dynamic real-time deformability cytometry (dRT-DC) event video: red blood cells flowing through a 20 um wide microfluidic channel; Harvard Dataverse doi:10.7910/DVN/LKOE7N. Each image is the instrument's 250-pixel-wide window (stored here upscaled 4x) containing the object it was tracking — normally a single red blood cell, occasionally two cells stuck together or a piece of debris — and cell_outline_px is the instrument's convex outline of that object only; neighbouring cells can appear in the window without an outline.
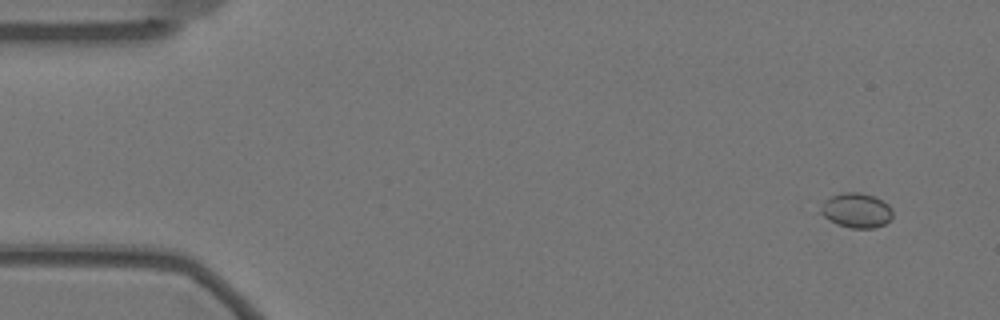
{"species": "Egyptian fruit bat (a non-hibernating species)", "species_latin": "Rousettus aegyptiacus", "temperature_condition": "warm", "stored_images_in_passage": 8, "camera_frame_rate_fps": 3000, "um_per_image_px": 0.085, "animal": {"sex": "female"}, "frame": {"image": 1, "passage_image": 1, "time_ms": 0.0, "image_size_px": [1000, 320], "cell_outline_px": [[892, 216], [884, 224], [872, 228], [852, 228], [836, 224], [824, 216], [820, 212], [824, 200], [840, 192], [860, 192], [872, 196], [888, 204], [892, 208]], "centroid_in_image_um": [72.78, 17.88], "position_along_channel_um": 12.2, "area_um2": 14.39}}